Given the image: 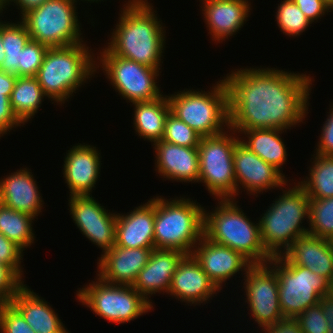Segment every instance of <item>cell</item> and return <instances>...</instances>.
Returning <instances> with one entry per match:
<instances>
[{"instance_id":"cell-22","label":"cell","mask_w":333,"mask_h":333,"mask_svg":"<svg viewBox=\"0 0 333 333\" xmlns=\"http://www.w3.org/2000/svg\"><path fill=\"white\" fill-rule=\"evenodd\" d=\"M153 145L159 175L177 182H199L197 147H183L163 140Z\"/></svg>"},{"instance_id":"cell-34","label":"cell","mask_w":333,"mask_h":333,"mask_svg":"<svg viewBox=\"0 0 333 333\" xmlns=\"http://www.w3.org/2000/svg\"><path fill=\"white\" fill-rule=\"evenodd\" d=\"M201 137L171 112L166 117L162 140L183 147H198Z\"/></svg>"},{"instance_id":"cell-11","label":"cell","mask_w":333,"mask_h":333,"mask_svg":"<svg viewBox=\"0 0 333 333\" xmlns=\"http://www.w3.org/2000/svg\"><path fill=\"white\" fill-rule=\"evenodd\" d=\"M237 136L226 132L201 137L199 152V182L205 183L208 191L219 200L234 199L236 182L233 167Z\"/></svg>"},{"instance_id":"cell-7","label":"cell","mask_w":333,"mask_h":333,"mask_svg":"<svg viewBox=\"0 0 333 333\" xmlns=\"http://www.w3.org/2000/svg\"><path fill=\"white\" fill-rule=\"evenodd\" d=\"M218 82L208 93L184 89L167 95L170 112L200 137L220 135L225 126L229 129L228 90L224 79Z\"/></svg>"},{"instance_id":"cell-51","label":"cell","mask_w":333,"mask_h":333,"mask_svg":"<svg viewBox=\"0 0 333 333\" xmlns=\"http://www.w3.org/2000/svg\"><path fill=\"white\" fill-rule=\"evenodd\" d=\"M330 293L333 294V280L330 283Z\"/></svg>"},{"instance_id":"cell-25","label":"cell","mask_w":333,"mask_h":333,"mask_svg":"<svg viewBox=\"0 0 333 333\" xmlns=\"http://www.w3.org/2000/svg\"><path fill=\"white\" fill-rule=\"evenodd\" d=\"M29 171L23 168L0 180V203L36 218L43 200Z\"/></svg>"},{"instance_id":"cell-17","label":"cell","mask_w":333,"mask_h":333,"mask_svg":"<svg viewBox=\"0 0 333 333\" xmlns=\"http://www.w3.org/2000/svg\"><path fill=\"white\" fill-rule=\"evenodd\" d=\"M155 248H124L114 245L99 258L97 277L110 284L132 286Z\"/></svg>"},{"instance_id":"cell-12","label":"cell","mask_w":333,"mask_h":333,"mask_svg":"<svg viewBox=\"0 0 333 333\" xmlns=\"http://www.w3.org/2000/svg\"><path fill=\"white\" fill-rule=\"evenodd\" d=\"M100 52L99 64L115 90L129 102L151 101L161 97L157 86L159 70L136 61L113 55L106 47Z\"/></svg>"},{"instance_id":"cell-42","label":"cell","mask_w":333,"mask_h":333,"mask_svg":"<svg viewBox=\"0 0 333 333\" xmlns=\"http://www.w3.org/2000/svg\"><path fill=\"white\" fill-rule=\"evenodd\" d=\"M11 108L10 98L0 93V137L12 130L15 126H21Z\"/></svg>"},{"instance_id":"cell-8","label":"cell","mask_w":333,"mask_h":333,"mask_svg":"<svg viewBox=\"0 0 333 333\" xmlns=\"http://www.w3.org/2000/svg\"><path fill=\"white\" fill-rule=\"evenodd\" d=\"M76 0H48L21 16L31 40L49 48L82 43Z\"/></svg>"},{"instance_id":"cell-1","label":"cell","mask_w":333,"mask_h":333,"mask_svg":"<svg viewBox=\"0 0 333 333\" xmlns=\"http://www.w3.org/2000/svg\"><path fill=\"white\" fill-rule=\"evenodd\" d=\"M228 90L229 129H291L305 118L312 80L306 74L270 68L232 71Z\"/></svg>"},{"instance_id":"cell-4","label":"cell","mask_w":333,"mask_h":333,"mask_svg":"<svg viewBox=\"0 0 333 333\" xmlns=\"http://www.w3.org/2000/svg\"><path fill=\"white\" fill-rule=\"evenodd\" d=\"M86 47L79 43L47 50L35 76L45 97L59 104L65 103L90 75L93 76L98 64L93 61L94 54L91 55V51Z\"/></svg>"},{"instance_id":"cell-30","label":"cell","mask_w":333,"mask_h":333,"mask_svg":"<svg viewBox=\"0 0 333 333\" xmlns=\"http://www.w3.org/2000/svg\"><path fill=\"white\" fill-rule=\"evenodd\" d=\"M33 216L0 203V233L22 250L34 242Z\"/></svg>"},{"instance_id":"cell-19","label":"cell","mask_w":333,"mask_h":333,"mask_svg":"<svg viewBox=\"0 0 333 333\" xmlns=\"http://www.w3.org/2000/svg\"><path fill=\"white\" fill-rule=\"evenodd\" d=\"M187 254L177 250L153 249L148 263L139 272L133 288L152 306L149 295L169 292L172 276Z\"/></svg>"},{"instance_id":"cell-20","label":"cell","mask_w":333,"mask_h":333,"mask_svg":"<svg viewBox=\"0 0 333 333\" xmlns=\"http://www.w3.org/2000/svg\"><path fill=\"white\" fill-rule=\"evenodd\" d=\"M219 289L192 255H186L172 276L170 295L182 302L197 305L209 301Z\"/></svg>"},{"instance_id":"cell-24","label":"cell","mask_w":333,"mask_h":333,"mask_svg":"<svg viewBox=\"0 0 333 333\" xmlns=\"http://www.w3.org/2000/svg\"><path fill=\"white\" fill-rule=\"evenodd\" d=\"M248 0H203V15L212 40L233 36L247 21L251 10Z\"/></svg>"},{"instance_id":"cell-35","label":"cell","mask_w":333,"mask_h":333,"mask_svg":"<svg viewBox=\"0 0 333 333\" xmlns=\"http://www.w3.org/2000/svg\"><path fill=\"white\" fill-rule=\"evenodd\" d=\"M48 49V46L30 40L20 51L19 76L35 77Z\"/></svg>"},{"instance_id":"cell-28","label":"cell","mask_w":333,"mask_h":333,"mask_svg":"<svg viewBox=\"0 0 333 333\" xmlns=\"http://www.w3.org/2000/svg\"><path fill=\"white\" fill-rule=\"evenodd\" d=\"M234 133L248 135V141L241 140L246 147L257 154L263 161L274 166L281 172V166L286 162V148L280 137L283 129H251L229 130ZM280 134V135H279Z\"/></svg>"},{"instance_id":"cell-48","label":"cell","mask_w":333,"mask_h":333,"mask_svg":"<svg viewBox=\"0 0 333 333\" xmlns=\"http://www.w3.org/2000/svg\"><path fill=\"white\" fill-rule=\"evenodd\" d=\"M48 0H11L8 4H11V2H14L17 6H19L21 10V14H25L27 11L34 9L36 7H39L44 2Z\"/></svg>"},{"instance_id":"cell-52","label":"cell","mask_w":333,"mask_h":333,"mask_svg":"<svg viewBox=\"0 0 333 333\" xmlns=\"http://www.w3.org/2000/svg\"><path fill=\"white\" fill-rule=\"evenodd\" d=\"M84 1H88V2H89V1H90V2H92V1H93V2H94V1L97 2V1H98V2H99V1H101V0H84Z\"/></svg>"},{"instance_id":"cell-15","label":"cell","mask_w":333,"mask_h":333,"mask_svg":"<svg viewBox=\"0 0 333 333\" xmlns=\"http://www.w3.org/2000/svg\"><path fill=\"white\" fill-rule=\"evenodd\" d=\"M233 167L236 182V196L239 184L251 194L263 193V190L283 187L287 184L277 168L263 161L257 154L251 152L241 140L235 144Z\"/></svg>"},{"instance_id":"cell-6","label":"cell","mask_w":333,"mask_h":333,"mask_svg":"<svg viewBox=\"0 0 333 333\" xmlns=\"http://www.w3.org/2000/svg\"><path fill=\"white\" fill-rule=\"evenodd\" d=\"M308 215L309 196L298 183L269 206L259 223L262 245L271 257L280 256L298 237L309 234L300 226Z\"/></svg>"},{"instance_id":"cell-31","label":"cell","mask_w":333,"mask_h":333,"mask_svg":"<svg viewBox=\"0 0 333 333\" xmlns=\"http://www.w3.org/2000/svg\"><path fill=\"white\" fill-rule=\"evenodd\" d=\"M309 177L298 184L309 198L333 197V156L316 154Z\"/></svg>"},{"instance_id":"cell-53","label":"cell","mask_w":333,"mask_h":333,"mask_svg":"<svg viewBox=\"0 0 333 333\" xmlns=\"http://www.w3.org/2000/svg\"><path fill=\"white\" fill-rule=\"evenodd\" d=\"M329 3L333 6V0H329Z\"/></svg>"},{"instance_id":"cell-47","label":"cell","mask_w":333,"mask_h":333,"mask_svg":"<svg viewBox=\"0 0 333 333\" xmlns=\"http://www.w3.org/2000/svg\"><path fill=\"white\" fill-rule=\"evenodd\" d=\"M17 76L0 69V93L10 98Z\"/></svg>"},{"instance_id":"cell-10","label":"cell","mask_w":333,"mask_h":333,"mask_svg":"<svg viewBox=\"0 0 333 333\" xmlns=\"http://www.w3.org/2000/svg\"><path fill=\"white\" fill-rule=\"evenodd\" d=\"M92 282L77 292V298L109 322H130L153 308L133 286L110 284L100 277Z\"/></svg>"},{"instance_id":"cell-32","label":"cell","mask_w":333,"mask_h":333,"mask_svg":"<svg viewBox=\"0 0 333 333\" xmlns=\"http://www.w3.org/2000/svg\"><path fill=\"white\" fill-rule=\"evenodd\" d=\"M309 234L333 241V197L309 198Z\"/></svg>"},{"instance_id":"cell-27","label":"cell","mask_w":333,"mask_h":333,"mask_svg":"<svg viewBox=\"0 0 333 333\" xmlns=\"http://www.w3.org/2000/svg\"><path fill=\"white\" fill-rule=\"evenodd\" d=\"M134 127L138 135L151 142H159L164 135L165 120L170 112L168 97L133 103Z\"/></svg>"},{"instance_id":"cell-50","label":"cell","mask_w":333,"mask_h":333,"mask_svg":"<svg viewBox=\"0 0 333 333\" xmlns=\"http://www.w3.org/2000/svg\"><path fill=\"white\" fill-rule=\"evenodd\" d=\"M10 1L11 0H0V7L5 9L6 8L5 6H7Z\"/></svg>"},{"instance_id":"cell-16","label":"cell","mask_w":333,"mask_h":333,"mask_svg":"<svg viewBox=\"0 0 333 333\" xmlns=\"http://www.w3.org/2000/svg\"><path fill=\"white\" fill-rule=\"evenodd\" d=\"M197 245L193 248L191 255L219 290L223 282L242 269L246 272L252 265L240 252L214 243L205 236Z\"/></svg>"},{"instance_id":"cell-46","label":"cell","mask_w":333,"mask_h":333,"mask_svg":"<svg viewBox=\"0 0 333 333\" xmlns=\"http://www.w3.org/2000/svg\"><path fill=\"white\" fill-rule=\"evenodd\" d=\"M319 305L321 306V309L328 323V333H333V294L329 293L321 296Z\"/></svg>"},{"instance_id":"cell-41","label":"cell","mask_w":333,"mask_h":333,"mask_svg":"<svg viewBox=\"0 0 333 333\" xmlns=\"http://www.w3.org/2000/svg\"><path fill=\"white\" fill-rule=\"evenodd\" d=\"M293 2L311 23L326 12H330L329 10H333V6L327 0H293Z\"/></svg>"},{"instance_id":"cell-14","label":"cell","mask_w":333,"mask_h":333,"mask_svg":"<svg viewBox=\"0 0 333 333\" xmlns=\"http://www.w3.org/2000/svg\"><path fill=\"white\" fill-rule=\"evenodd\" d=\"M70 214L73 221L91 242L103 250L115 245L117 214L108 213L92 195L70 196Z\"/></svg>"},{"instance_id":"cell-3","label":"cell","mask_w":333,"mask_h":333,"mask_svg":"<svg viewBox=\"0 0 333 333\" xmlns=\"http://www.w3.org/2000/svg\"><path fill=\"white\" fill-rule=\"evenodd\" d=\"M214 211H204V236L240 252L252 264L271 260L260 239V223L251 222L233 199L218 202Z\"/></svg>"},{"instance_id":"cell-33","label":"cell","mask_w":333,"mask_h":333,"mask_svg":"<svg viewBox=\"0 0 333 333\" xmlns=\"http://www.w3.org/2000/svg\"><path fill=\"white\" fill-rule=\"evenodd\" d=\"M277 24L280 30L288 36H298L312 24L293 0H283L276 12Z\"/></svg>"},{"instance_id":"cell-44","label":"cell","mask_w":333,"mask_h":333,"mask_svg":"<svg viewBox=\"0 0 333 333\" xmlns=\"http://www.w3.org/2000/svg\"><path fill=\"white\" fill-rule=\"evenodd\" d=\"M265 333H303L296 318L284 317L277 323L262 328Z\"/></svg>"},{"instance_id":"cell-49","label":"cell","mask_w":333,"mask_h":333,"mask_svg":"<svg viewBox=\"0 0 333 333\" xmlns=\"http://www.w3.org/2000/svg\"><path fill=\"white\" fill-rule=\"evenodd\" d=\"M5 50L3 48L2 40H1V21H0V68L3 64L4 57H5Z\"/></svg>"},{"instance_id":"cell-9","label":"cell","mask_w":333,"mask_h":333,"mask_svg":"<svg viewBox=\"0 0 333 333\" xmlns=\"http://www.w3.org/2000/svg\"><path fill=\"white\" fill-rule=\"evenodd\" d=\"M268 264L277 273L278 297L284 317L296 318L307 308L319 304L321 296L330 293V282L326 278L291 264L283 255L272 257Z\"/></svg>"},{"instance_id":"cell-40","label":"cell","mask_w":333,"mask_h":333,"mask_svg":"<svg viewBox=\"0 0 333 333\" xmlns=\"http://www.w3.org/2000/svg\"><path fill=\"white\" fill-rule=\"evenodd\" d=\"M23 250L0 233V262L11 267L22 278Z\"/></svg>"},{"instance_id":"cell-18","label":"cell","mask_w":333,"mask_h":333,"mask_svg":"<svg viewBox=\"0 0 333 333\" xmlns=\"http://www.w3.org/2000/svg\"><path fill=\"white\" fill-rule=\"evenodd\" d=\"M96 147L77 144L68 150L64 160V178L70 196L91 195L100 176L101 159Z\"/></svg>"},{"instance_id":"cell-39","label":"cell","mask_w":333,"mask_h":333,"mask_svg":"<svg viewBox=\"0 0 333 333\" xmlns=\"http://www.w3.org/2000/svg\"><path fill=\"white\" fill-rule=\"evenodd\" d=\"M22 278L9 266L0 262V304L10 303L24 286Z\"/></svg>"},{"instance_id":"cell-43","label":"cell","mask_w":333,"mask_h":333,"mask_svg":"<svg viewBox=\"0 0 333 333\" xmlns=\"http://www.w3.org/2000/svg\"><path fill=\"white\" fill-rule=\"evenodd\" d=\"M331 107L330 115L322 127L318 148H316V154L323 156H333V106Z\"/></svg>"},{"instance_id":"cell-2","label":"cell","mask_w":333,"mask_h":333,"mask_svg":"<svg viewBox=\"0 0 333 333\" xmlns=\"http://www.w3.org/2000/svg\"><path fill=\"white\" fill-rule=\"evenodd\" d=\"M126 4L106 48L113 55L160 70L166 43L161 21L147 0H130Z\"/></svg>"},{"instance_id":"cell-29","label":"cell","mask_w":333,"mask_h":333,"mask_svg":"<svg viewBox=\"0 0 333 333\" xmlns=\"http://www.w3.org/2000/svg\"><path fill=\"white\" fill-rule=\"evenodd\" d=\"M44 96L35 77L17 76L10 103L13 113L23 125L37 113Z\"/></svg>"},{"instance_id":"cell-23","label":"cell","mask_w":333,"mask_h":333,"mask_svg":"<svg viewBox=\"0 0 333 333\" xmlns=\"http://www.w3.org/2000/svg\"><path fill=\"white\" fill-rule=\"evenodd\" d=\"M291 264L333 280V241L307 234L298 237L282 254Z\"/></svg>"},{"instance_id":"cell-37","label":"cell","mask_w":333,"mask_h":333,"mask_svg":"<svg viewBox=\"0 0 333 333\" xmlns=\"http://www.w3.org/2000/svg\"><path fill=\"white\" fill-rule=\"evenodd\" d=\"M1 333H36L22 315L10 304H0Z\"/></svg>"},{"instance_id":"cell-5","label":"cell","mask_w":333,"mask_h":333,"mask_svg":"<svg viewBox=\"0 0 333 333\" xmlns=\"http://www.w3.org/2000/svg\"><path fill=\"white\" fill-rule=\"evenodd\" d=\"M204 207L189 198H155V249L182 251L191 255L204 236Z\"/></svg>"},{"instance_id":"cell-38","label":"cell","mask_w":333,"mask_h":333,"mask_svg":"<svg viewBox=\"0 0 333 333\" xmlns=\"http://www.w3.org/2000/svg\"><path fill=\"white\" fill-rule=\"evenodd\" d=\"M296 319L303 333H328V323L319 304L307 308Z\"/></svg>"},{"instance_id":"cell-26","label":"cell","mask_w":333,"mask_h":333,"mask_svg":"<svg viewBox=\"0 0 333 333\" xmlns=\"http://www.w3.org/2000/svg\"><path fill=\"white\" fill-rule=\"evenodd\" d=\"M24 285L10 301L36 333H69L48 303Z\"/></svg>"},{"instance_id":"cell-13","label":"cell","mask_w":333,"mask_h":333,"mask_svg":"<svg viewBox=\"0 0 333 333\" xmlns=\"http://www.w3.org/2000/svg\"><path fill=\"white\" fill-rule=\"evenodd\" d=\"M270 266L268 263L252 264L244 273L246 302L251 316L262 328L284 318L278 297L277 273Z\"/></svg>"},{"instance_id":"cell-36","label":"cell","mask_w":333,"mask_h":333,"mask_svg":"<svg viewBox=\"0 0 333 333\" xmlns=\"http://www.w3.org/2000/svg\"><path fill=\"white\" fill-rule=\"evenodd\" d=\"M1 40L5 52H14L23 50L31 37L21 21L17 24L1 22Z\"/></svg>"},{"instance_id":"cell-21","label":"cell","mask_w":333,"mask_h":333,"mask_svg":"<svg viewBox=\"0 0 333 333\" xmlns=\"http://www.w3.org/2000/svg\"><path fill=\"white\" fill-rule=\"evenodd\" d=\"M155 198L127 215L117 213L115 245L124 248H155Z\"/></svg>"},{"instance_id":"cell-45","label":"cell","mask_w":333,"mask_h":333,"mask_svg":"<svg viewBox=\"0 0 333 333\" xmlns=\"http://www.w3.org/2000/svg\"><path fill=\"white\" fill-rule=\"evenodd\" d=\"M4 53L5 57L0 69L6 73L19 76L18 64L20 63V51Z\"/></svg>"}]
</instances>
